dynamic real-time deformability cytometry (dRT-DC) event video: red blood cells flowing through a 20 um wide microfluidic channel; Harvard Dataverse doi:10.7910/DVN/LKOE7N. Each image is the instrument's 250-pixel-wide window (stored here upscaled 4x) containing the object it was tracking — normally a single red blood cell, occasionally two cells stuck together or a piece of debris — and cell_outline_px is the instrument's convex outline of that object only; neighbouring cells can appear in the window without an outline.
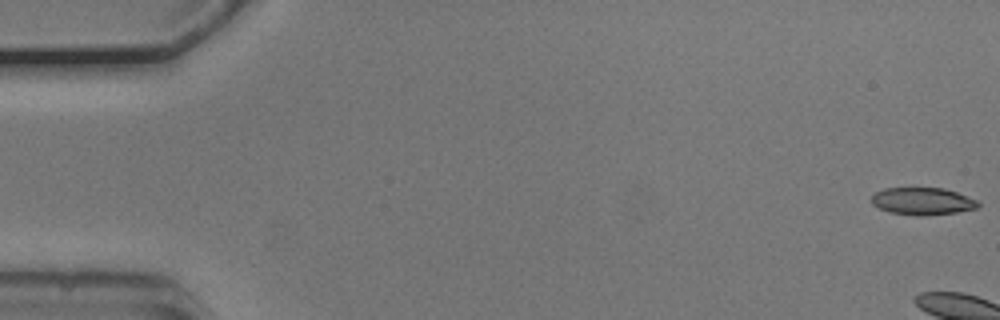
{"species": "common noctule bat (a hibernating species)", "species_latin": "Nyctalus noctula", "temperature_condition": "cold", "stored_images_in_passage": 5, "camera_frame_rate_fps": 3000, "um_per_image_px": 0.085, "animal": {"sex": "male", "body_mass_g": 20.5, "forearm_length_mm": 52.5}, "frame": {"image": 1, "passage_image": 1, "time_ms": 0.0, "image_size_px": [1000, 320], "cell_outline_px": [[980, 204], [976, 208], [956, 212], [924, 216], [916, 216], [888, 212], [872, 204], [872, 196], [876, 192], [884, 188], [944, 188], [956, 192], [976, 200]], "centroid_in_image_um": [78.39, 17.11], "position_along_channel_um": 6.6, "area_um2": 16.88}}